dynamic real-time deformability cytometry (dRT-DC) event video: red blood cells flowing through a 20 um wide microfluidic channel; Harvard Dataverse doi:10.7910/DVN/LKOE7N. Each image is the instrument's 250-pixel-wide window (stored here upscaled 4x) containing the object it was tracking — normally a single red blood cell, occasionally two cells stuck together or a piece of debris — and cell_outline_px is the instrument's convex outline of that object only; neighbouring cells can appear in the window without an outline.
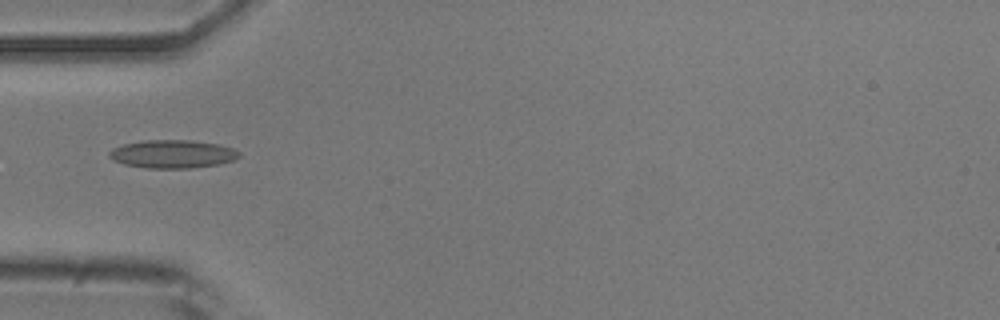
{"species": "common noctule bat (a hibernating species)", "species_latin": "Nyctalus noctula", "temperature_condition": "room temperature", "stored_images_in_passage": 38, "camera_frame_rate_fps": 3000, "um_per_image_px": 0.085, "animal": {"sex": "male", "body_mass_g": 20.5, "forearm_length_mm": 52.5}, "frame": {"image": 1, "passage_image": 1, "time_ms": 0.0, "image_size_px": [1000, 320], "cell_outline_px": [[240, 156], [232, 160], [220, 164], [192, 168], [144, 168], [124, 164], [112, 160], [108, 156], [108, 152], [112, 148], [124, 144], [144, 140], [192, 140], [216, 144], [232, 148], [240, 152]], "centroid_in_image_um": [14.63, 13.09], "position_along_channel_um": 70.4, "area_um2": 21.39}}
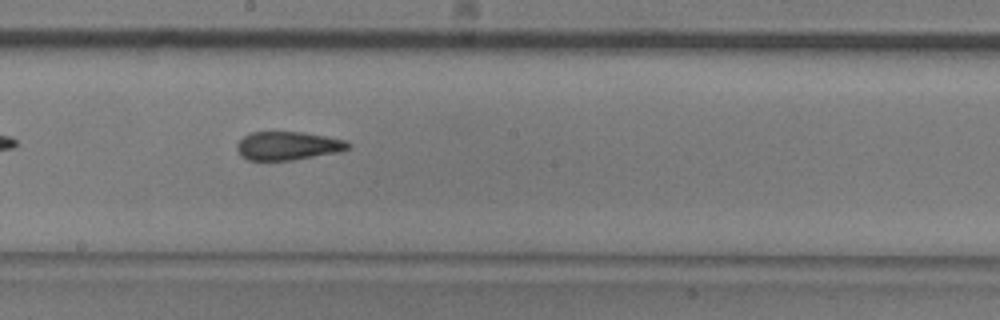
{"frame": {"image": 2, "passage_image": 13, "time_ms": 4.0, "image_size_px": [1000, 320], "cell_outline_px": [[352, 144], [348, 148], [340, 152], [292, 160], [248, 160], [240, 156], [236, 148], [236, 144], [244, 136], [252, 132], [304, 132], [348, 140]], "centroid_in_image_um": [24.49, 12.39], "position_along_channel_um": 223.7, "area_um2": 18.61}}
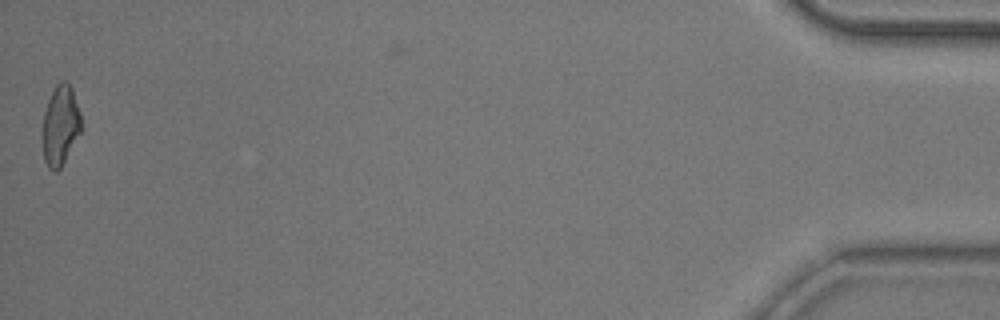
{"frame": {"image": 3, "passage_image": 37, "time_ms": 12.0, "image_size_px": [1000, 320], "cell_outline_px": [[84, 128], [60, 168], [56, 172], [52, 172], [48, 168], [44, 160], [44, 112], [48, 100], [56, 84], [60, 80], [64, 80], [72, 88], [80, 112]], "centroid_in_image_um": [5.18, 10.66], "position_along_channel_um": 430.0, "area_um2": 18.03}, "authors_computed_cell_mechanics": {"area_um2": 18.5249, "velocity_mm_per_s": 3.8061, "shape_relaxation_time_tau1_ms": null, "shape_relaxation_time_tau2_ms": 2.3094, "deformation_change_tau1": null, "deformation_change_tau2": 0.095}}